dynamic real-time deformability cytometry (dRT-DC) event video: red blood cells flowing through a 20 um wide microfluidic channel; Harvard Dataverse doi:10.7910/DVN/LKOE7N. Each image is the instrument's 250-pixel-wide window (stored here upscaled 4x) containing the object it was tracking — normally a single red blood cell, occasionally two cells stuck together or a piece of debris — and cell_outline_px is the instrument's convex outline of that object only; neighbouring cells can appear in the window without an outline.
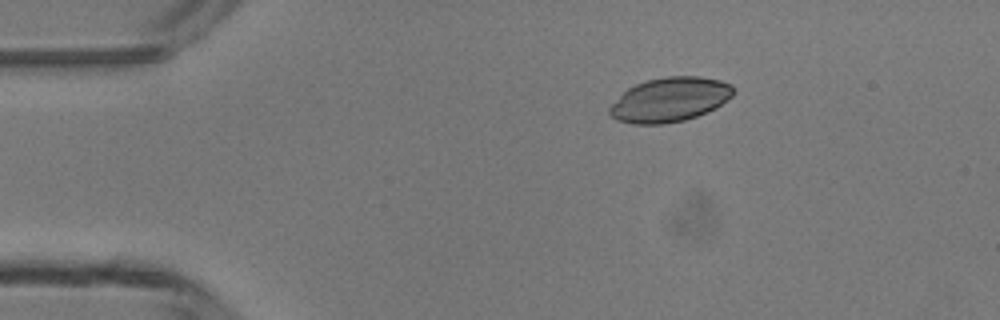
{"species": "common noctule bat (a hibernating species)", "species_latin": "Nyctalus noctula", "temperature_condition": "room temperature", "stored_images_in_passage": 4, "camera_frame_rate_fps": 3000, "um_per_image_px": 0.085, "animal": {"sex": "male", "body_mass_g": 13.3}, "frame": {"image": 1, "passage_image": 1, "time_ms": 0.0, "image_size_px": [1000, 320], "cell_outline_px": [[736, 92], [732, 96], [716, 108], [696, 116], [684, 120], [664, 124], [636, 124], [616, 120], [608, 112], [608, 108], [628, 88], [636, 84], [648, 80], [668, 76], [700, 76], [720, 80], [732, 84]], "centroid_in_image_um": [56.96, 8.46], "position_along_channel_um": 28.0, "area_um2": 31.96}}
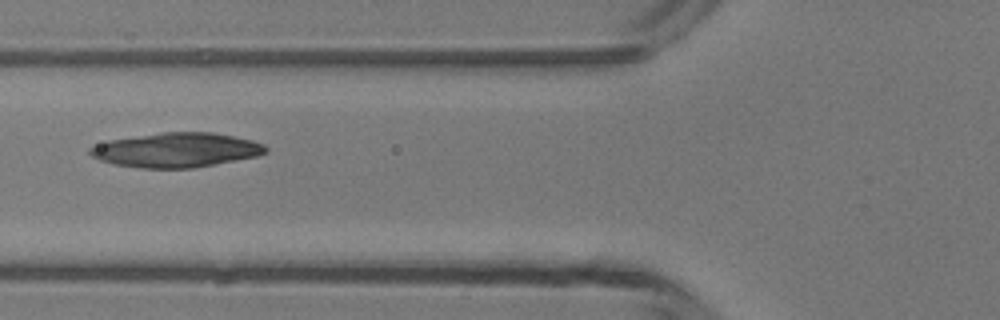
{"frame": {"image": 2, "passage_image": 4, "time_ms": 3.333, "image_size_px": [1000, 320], "cell_outline_px": [[268, 152], [256, 156], [192, 168], [140, 168], [112, 164], [100, 160], [92, 156], [88, 152], [88, 148], [108, 140], [160, 132], [212, 132], [252, 140], [264, 144], [268, 148]], "centroid_in_image_um": [14.96, 12.75], "position_along_channel_um": 110.8, "area_um2": 35.26}}